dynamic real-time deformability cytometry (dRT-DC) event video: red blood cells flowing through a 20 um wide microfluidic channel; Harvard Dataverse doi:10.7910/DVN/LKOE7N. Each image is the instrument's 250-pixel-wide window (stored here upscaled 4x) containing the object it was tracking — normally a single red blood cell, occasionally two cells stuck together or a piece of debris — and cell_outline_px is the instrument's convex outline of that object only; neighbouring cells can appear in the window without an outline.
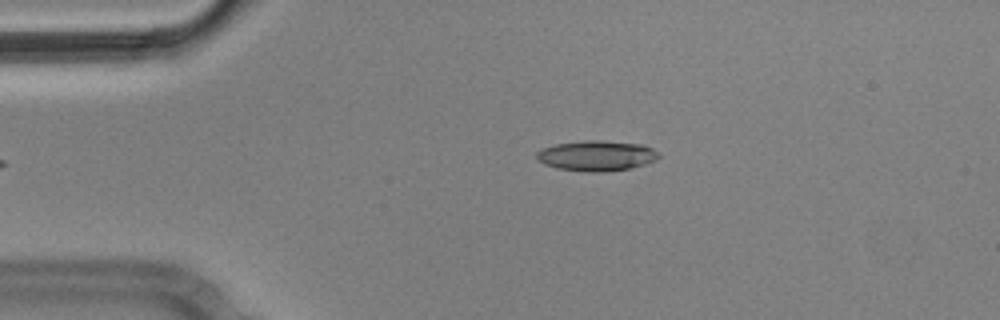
{"species": "Egyptian fruit bat (a non-hibernating species)", "species_latin": "Rousettus aegyptiacus", "temperature_condition": "cold", "stored_images_in_passage": 38, "camera_frame_rate_fps": 3000, "um_per_image_px": 0.085, "animal": {"sex": "male"}, "frame": {"image": 1, "passage_image": 1, "time_ms": 0.0, "image_size_px": [1000, 320], "cell_outline_px": [[660, 156], [656, 160], [632, 168], [604, 172], [588, 172], [556, 168], [544, 164], [536, 160], [536, 152], [540, 148], [556, 144], [584, 140], [600, 140], [644, 144], [660, 152]], "centroid_in_image_um": [50.7, 13.23], "position_along_channel_um": 34.3, "area_um2": 21.96}}
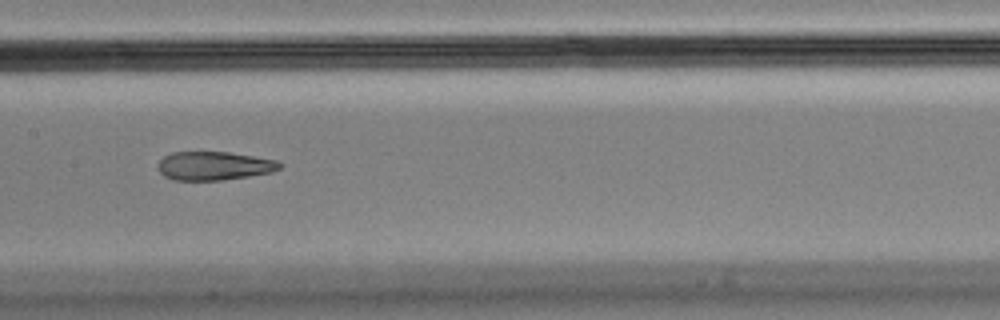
{"frame": {"image": 2, "passage_image": 17, "time_ms": 5.333, "image_size_px": [1000, 320], "cell_outline_px": [[284, 164], [280, 168], [272, 172], [224, 180], [172, 180], [164, 176], [156, 168], [156, 164], [164, 156], [172, 152], [228, 152], [276, 160]], "centroid_in_image_um": [18.16, 14.1], "position_along_channel_um": 189.2, "area_um2": 20.4}}
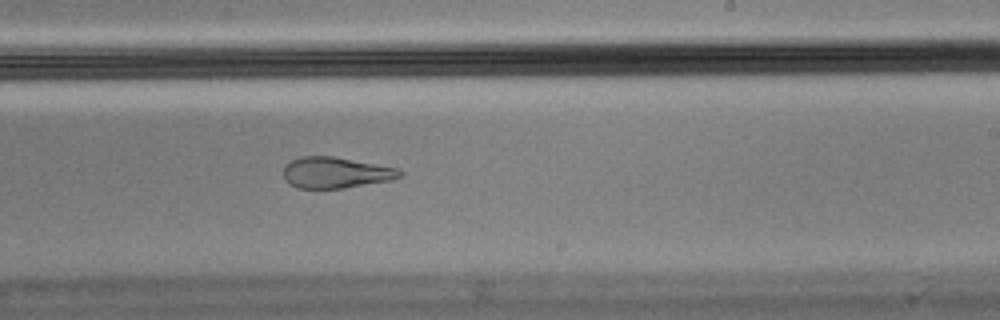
{"frame": {"image": 3, "passage_image": 23, "time_ms": 7.333, "image_size_px": [1000, 320], "cell_outline_px": [[404, 176], [392, 180], [344, 188], [296, 188], [284, 176], [284, 164], [300, 156], [332, 156], [400, 168], [404, 172]], "centroid_in_image_um": [28.6, 14.66], "position_along_channel_um": 260.4, "area_um2": 21.15}, "authors_computed_cell_mechanics": {"area_um2": 21.7039, "velocity_mm_per_s": 3.5842, "shape_relaxation_time_tau1_ms": null, "shape_relaxation_time_tau2_ms": 1.321, "deformation_change_tau1": null, "deformation_change_tau2": 0.0967}}